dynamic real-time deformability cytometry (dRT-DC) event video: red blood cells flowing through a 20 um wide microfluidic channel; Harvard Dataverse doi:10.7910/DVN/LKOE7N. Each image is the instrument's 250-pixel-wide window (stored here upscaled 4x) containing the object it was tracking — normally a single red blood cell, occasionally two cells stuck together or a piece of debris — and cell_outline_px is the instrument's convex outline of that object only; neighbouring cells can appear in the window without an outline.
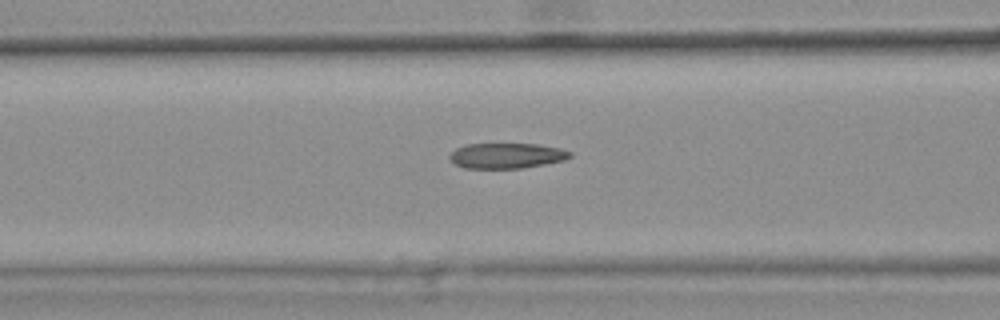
{"species": "common noctule bat (a hibernating species)", "species_latin": "Nyctalus noctula", "temperature_condition": "warm", "stored_images_in_passage": 47, "camera_frame_rate_fps": 3000, "um_per_image_px": 0.085, "animal": {"sex": "female", "body_mass_g": 25.1}, "frame": {"image": 1, "passage_image": 21, "time_ms": 6.667, "image_size_px": [1000, 320], "cell_outline_px": [[572, 156], [564, 160], [524, 168], [464, 168], [456, 164], [448, 156], [456, 148], [464, 144], [536, 144], [560, 148], [572, 152]], "centroid_in_image_um": [43.07, 13.23], "position_along_channel_um": 123.5, "area_um2": 17.74}, "authors_computed_cell_mechanics": {"area_um2": 18.7272, "velocity_mm_per_s": 3.789, "shape_relaxation_time_tau1_ms": null, "shape_relaxation_time_tau2_ms": 2.725, "deformation_change_tau1": null, "deformation_change_tau2": 0.1193}}